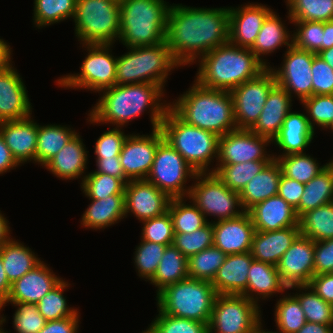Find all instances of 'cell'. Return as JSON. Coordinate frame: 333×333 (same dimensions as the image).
I'll list each match as a JSON object with an SVG mask.
<instances>
[{
    "instance_id": "cell-1",
    "label": "cell",
    "mask_w": 333,
    "mask_h": 333,
    "mask_svg": "<svg viewBox=\"0 0 333 333\" xmlns=\"http://www.w3.org/2000/svg\"><path fill=\"white\" fill-rule=\"evenodd\" d=\"M165 41L181 67L197 63L212 49L229 42V7L197 8L173 3Z\"/></svg>"
},
{
    "instance_id": "cell-2",
    "label": "cell",
    "mask_w": 333,
    "mask_h": 333,
    "mask_svg": "<svg viewBox=\"0 0 333 333\" xmlns=\"http://www.w3.org/2000/svg\"><path fill=\"white\" fill-rule=\"evenodd\" d=\"M165 89L154 83L114 85L100 93V99L88 113L90 124H111L123 128L147 109L152 130L160 128L170 103L164 99ZM162 101V102H161Z\"/></svg>"
},
{
    "instance_id": "cell-3",
    "label": "cell",
    "mask_w": 333,
    "mask_h": 333,
    "mask_svg": "<svg viewBox=\"0 0 333 333\" xmlns=\"http://www.w3.org/2000/svg\"><path fill=\"white\" fill-rule=\"evenodd\" d=\"M198 64L195 80L201 86L227 92L267 69L250 48L238 47L230 42L206 53Z\"/></svg>"
},
{
    "instance_id": "cell-4",
    "label": "cell",
    "mask_w": 333,
    "mask_h": 333,
    "mask_svg": "<svg viewBox=\"0 0 333 333\" xmlns=\"http://www.w3.org/2000/svg\"><path fill=\"white\" fill-rule=\"evenodd\" d=\"M169 103V107L187 124L219 137L237 129L230 92L206 88L194 80L188 91Z\"/></svg>"
},
{
    "instance_id": "cell-5",
    "label": "cell",
    "mask_w": 333,
    "mask_h": 333,
    "mask_svg": "<svg viewBox=\"0 0 333 333\" xmlns=\"http://www.w3.org/2000/svg\"><path fill=\"white\" fill-rule=\"evenodd\" d=\"M166 0H122L120 37L125 47L153 46L165 42L168 13Z\"/></svg>"
},
{
    "instance_id": "cell-6",
    "label": "cell",
    "mask_w": 333,
    "mask_h": 333,
    "mask_svg": "<svg viewBox=\"0 0 333 333\" xmlns=\"http://www.w3.org/2000/svg\"><path fill=\"white\" fill-rule=\"evenodd\" d=\"M160 129L164 140L196 173H211V162L218 158V135L187 124L170 107L165 113Z\"/></svg>"
},
{
    "instance_id": "cell-7",
    "label": "cell",
    "mask_w": 333,
    "mask_h": 333,
    "mask_svg": "<svg viewBox=\"0 0 333 333\" xmlns=\"http://www.w3.org/2000/svg\"><path fill=\"white\" fill-rule=\"evenodd\" d=\"M216 296L211 282L188 277L165 287L156 301L164 314L209 324Z\"/></svg>"
},
{
    "instance_id": "cell-8",
    "label": "cell",
    "mask_w": 333,
    "mask_h": 333,
    "mask_svg": "<svg viewBox=\"0 0 333 333\" xmlns=\"http://www.w3.org/2000/svg\"><path fill=\"white\" fill-rule=\"evenodd\" d=\"M119 19V3L110 0H77L73 18L75 36L80 45H114L120 37Z\"/></svg>"
},
{
    "instance_id": "cell-9",
    "label": "cell",
    "mask_w": 333,
    "mask_h": 333,
    "mask_svg": "<svg viewBox=\"0 0 333 333\" xmlns=\"http://www.w3.org/2000/svg\"><path fill=\"white\" fill-rule=\"evenodd\" d=\"M86 56L79 67L80 73L60 77L55 83L64 89H88L98 92L115 85L117 57L112 52L113 44H82Z\"/></svg>"
},
{
    "instance_id": "cell-10",
    "label": "cell",
    "mask_w": 333,
    "mask_h": 333,
    "mask_svg": "<svg viewBox=\"0 0 333 333\" xmlns=\"http://www.w3.org/2000/svg\"><path fill=\"white\" fill-rule=\"evenodd\" d=\"M192 181L187 198L208 222L235 218L245 212L239 192L229 189L214 173H197ZM207 216H214L215 221H209Z\"/></svg>"
},
{
    "instance_id": "cell-11",
    "label": "cell",
    "mask_w": 333,
    "mask_h": 333,
    "mask_svg": "<svg viewBox=\"0 0 333 333\" xmlns=\"http://www.w3.org/2000/svg\"><path fill=\"white\" fill-rule=\"evenodd\" d=\"M261 319L260 304L244 295L217 294L208 333H249Z\"/></svg>"
},
{
    "instance_id": "cell-12",
    "label": "cell",
    "mask_w": 333,
    "mask_h": 333,
    "mask_svg": "<svg viewBox=\"0 0 333 333\" xmlns=\"http://www.w3.org/2000/svg\"><path fill=\"white\" fill-rule=\"evenodd\" d=\"M197 173L184 158L165 140L157 147L151 170L146 181L155 185L171 198L187 197L191 186L189 179Z\"/></svg>"
},
{
    "instance_id": "cell-13",
    "label": "cell",
    "mask_w": 333,
    "mask_h": 333,
    "mask_svg": "<svg viewBox=\"0 0 333 333\" xmlns=\"http://www.w3.org/2000/svg\"><path fill=\"white\" fill-rule=\"evenodd\" d=\"M275 84L274 73L267 68L256 78L245 81L230 92L237 129L250 130L255 125Z\"/></svg>"
},
{
    "instance_id": "cell-14",
    "label": "cell",
    "mask_w": 333,
    "mask_h": 333,
    "mask_svg": "<svg viewBox=\"0 0 333 333\" xmlns=\"http://www.w3.org/2000/svg\"><path fill=\"white\" fill-rule=\"evenodd\" d=\"M314 53L300 50L293 45L286 49L282 66L270 70L274 73L276 84L286 90L293 98V94L301 102L313 95L312 72Z\"/></svg>"
},
{
    "instance_id": "cell-15",
    "label": "cell",
    "mask_w": 333,
    "mask_h": 333,
    "mask_svg": "<svg viewBox=\"0 0 333 333\" xmlns=\"http://www.w3.org/2000/svg\"><path fill=\"white\" fill-rule=\"evenodd\" d=\"M272 141L248 129H236L219 137L218 163L240 164L250 161H271L273 153L266 151ZM268 152V153H267Z\"/></svg>"
},
{
    "instance_id": "cell-16",
    "label": "cell",
    "mask_w": 333,
    "mask_h": 333,
    "mask_svg": "<svg viewBox=\"0 0 333 333\" xmlns=\"http://www.w3.org/2000/svg\"><path fill=\"white\" fill-rule=\"evenodd\" d=\"M164 140L160 128L148 135L129 134L120 152V162L129 180H145L148 176L158 145Z\"/></svg>"
},
{
    "instance_id": "cell-17",
    "label": "cell",
    "mask_w": 333,
    "mask_h": 333,
    "mask_svg": "<svg viewBox=\"0 0 333 333\" xmlns=\"http://www.w3.org/2000/svg\"><path fill=\"white\" fill-rule=\"evenodd\" d=\"M124 193L125 218L132 213L140 222L163 215L172 199L146 180H130Z\"/></svg>"
},
{
    "instance_id": "cell-18",
    "label": "cell",
    "mask_w": 333,
    "mask_h": 333,
    "mask_svg": "<svg viewBox=\"0 0 333 333\" xmlns=\"http://www.w3.org/2000/svg\"><path fill=\"white\" fill-rule=\"evenodd\" d=\"M31 104L25 83L11 60L0 70V122L31 116Z\"/></svg>"
},
{
    "instance_id": "cell-19",
    "label": "cell",
    "mask_w": 333,
    "mask_h": 333,
    "mask_svg": "<svg viewBox=\"0 0 333 333\" xmlns=\"http://www.w3.org/2000/svg\"><path fill=\"white\" fill-rule=\"evenodd\" d=\"M287 287L308 284L314 276V241L299 235L277 264Z\"/></svg>"
},
{
    "instance_id": "cell-20",
    "label": "cell",
    "mask_w": 333,
    "mask_h": 333,
    "mask_svg": "<svg viewBox=\"0 0 333 333\" xmlns=\"http://www.w3.org/2000/svg\"><path fill=\"white\" fill-rule=\"evenodd\" d=\"M267 6L248 2L238 8L229 7V42L238 47L251 48L264 20L273 11Z\"/></svg>"
},
{
    "instance_id": "cell-21",
    "label": "cell",
    "mask_w": 333,
    "mask_h": 333,
    "mask_svg": "<svg viewBox=\"0 0 333 333\" xmlns=\"http://www.w3.org/2000/svg\"><path fill=\"white\" fill-rule=\"evenodd\" d=\"M50 266L41 261L32 270L11 284L6 304L0 307V312L7 303L37 304L63 278L57 276Z\"/></svg>"
},
{
    "instance_id": "cell-22",
    "label": "cell",
    "mask_w": 333,
    "mask_h": 333,
    "mask_svg": "<svg viewBox=\"0 0 333 333\" xmlns=\"http://www.w3.org/2000/svg\"><path fill=\"white\" fill-rule=\"evenodd\" d=\"M255 231L248 212L235 218L213 222L214 246L226 255L249 252Z\"/></svg>"
},
{
    "instance_id": "cell-23",
    "label": "cell",
    "mask_w": 333,
    "mask_h": 333,
    "mask_svg": "<svg viewBox=\"0 0 333 333\" xmlns=\"http://www.w3.org/2000/svg\"><path fill=\"white\" fill-rule=\"evenodd\" d=\"M31 117L0 122V133L20 166L31 161L36 163L38 123Z\"/></svg>"
},
{
    "instance_id": "cell-24",
    "label": "cell",
    "mask_w": 333,
    "mask_h": 333,
    "mask_svg": "<svg viewBox=\"0 0 333 333\" xmlns=\"http://www.w3.org/2000/svg\"><path fill=\"white\" fill-rule=\"evenodd\" d=\"M139 83H154L163 89L172 70L180 67L166 41L153 46H138Z\"/></svg>"
},
{
    "instance_id": "cell-25",
    "label": "cell",
    "mask_w": 333,
    "mask_h": 333,
    "mask_svg": "<svg viewBox=\"0 0 333 333\" xmlns=\"http://www.w3.org/2000/svg\"><path fill=\"white\" fill-rule=\"evenodd\" d=\"M79 132L43 167L62 180L81 179L83 183L88 165V153ZM84 174V175H83ZM82 176V177H81Z\"/></svg>"
},
{
    "instance_id": "cell-26",
    "label": "cell",
    "mask_w": 333,
    "mask_h": 333,
    "mask_svg": "<svg viewBox=\"0 0 333 333\" xmlns=\"http://www.w3.org/2000/svg\"><path fill=\"white\" fill-rule=\"evenodd\" d=\"M248 213L256 231H275L299 226L295 208L279 195L256 204Z\"/></svg>"
},
{
    "instance_id": "cell-27",
    "label": "cell",
    "mask_w": 333,
    "mask_h": 333,
    "mask_svg": "<svg viewBox=\"0 0 333 333\" xmlns=\"http://www.w3.org/2000/svg\"><path fill=\"white\" fill-rule=\"evenodd\" d=\"M253 260L251 251L227 255L211 282L216 293L247 297L248 272Z\"/></svg>"
},
{
    "instance_id": "cell-28",
    "label": "cell",
    "mask_w": 333,
    "mask_h": 333,
    "mask_svg": "<svg viewBox=\"0 0 333 333\" xmlns=\"http://www.w3.org/2000/svg\"><path fill=\"white\" fill-rule=\"evenodd\" d=\"M292 101L286 90L275 84L269 92L258 121L250 130L273 141L279 134L285 117L293 109Z\"/></svg>"
},
{
    "instance_id": "cell-29",
    "label": "cell",
    "mask_w": 333,
    "mask_h": 333,
    "mask_svg": "<svg viewBox=\"0 0 333 333\" xmlns=\"http://www.w3.org/2000/svg\"><path fill=\"white\" fill-rule=\"evenodd\" d=\"M315 131L309 124L305 113L291 111L284 119L279 134L274 138L272 144L283 152L273 154V158L288 154L306 153L305 150L312 143Z\"/></svg>"
},
{
    "instance_id": "cell-30",
    "label": "cell",
    "mask_w": 333,
    "mask_h": 333,
    "mask_svg": "<svg viewBox=\"0 0 333 333\" xmlns=\"http://www.w3.org/2000/svg\"><path fill=\"white\" fill-rule=\"evenodd\" d=\"M300 235L299 226L275 231H255L251 254L254 260L277 266L286 250Z\"/></svg>"
},
{
    "instance_id": "cell-31",
    "label": "cell",
    "mask_w": 333,
    "mask_h": 333,
    "mask_svg": "<svg viewBox=\"0 0 333 333\" xmlns=\"http://www.w3.org/2000/svg\"><path fill=\"white\" fill-rule=\"evenodd\" d=\"M282 175L281 167L276 159L271 160L239 192L242 208L248 212L256 204L278 195L279 180Z\"/></svg>"
},
{
    "instance_id": "cell-32",
    "label": "cell",
    "mask_w": 333,
    "mask_h": 333,
    "mask_svg": "<svg viewBox=\"0 0 333 333\" xmlns=\"http://www.w3.org/2000/svg\"><path fill=\"white\" fill-rule=\"evenodd\" d=\"M288 290L282 281L277 266L253 260L248 272L247 298L256 304L261 300L269 299L276 293ZM260 296V297H259Z\"/></svg>"
},
{
    "instance_id": "cell-33",
    "label": "cell",
    "mask_w": 333,
    "mask_h": 333,
    "mask_svg": "<svg viewBox=\"0 0 333 333\" xmlns=\"http://www.w3.org/2000/svg\"><path fill=\"white\" fill-rule=\"evenodd\" d=\"M286 27L288 26L282 22L279 15L273 10L264 20L256 41L250 48L267 68L270 67V63L263 58L264 56H270V54L284 45V47L287 46L286 48L292 45V34L289 33L291 31Z\"/></svg>"
},
{
    "instance_id": "cell-34",
    "label": "cell",
    "mask_w": 333,
    "mask_h": 333,
    "mask_svg": "<svg viewBox=\"0 0 333 333\" xmlns=\"http://www.w3.org/2000/svg\"><path fill=\"white\" fill-rule=\"evenodd\" d=\"M90 205L82 215L81 227L100 230L121 222L125 217V195H110L107 198L89 199Z\"/></svg>"
},
{
    "instance_id": "cell-35",
    "label": "cell",
    "mask_w": 333,
    "mask_h": 333,
    "mask_svg": "<svg viewBox=\"0 0 333 333\" xmlns=\"http://www.w3.org/2000/svg\"><path fill=\"white\" fill-rule=\"evenodd\" d=\"M0 255L6 276L11 284L41 262L31 248L14 238L0 247Z\"/></svg>"
},
{
    "instance_id": "cell-36",
    "label": "cell",
    "mask_w": 333,
    "mask_h": 333,
    "mask_svg": "<svg viewBox=\"0 0 333 333\" xmlns=\"http://www.w3.org/2000/svg\"><path fill=\"white\" fill-rule=\"evenodd\" d=\"M333 202V165L327 167L305 184V188L295 208L298 218L319 206Z\"/></svg>"
},
{
    "instance_id": "cell-37",
    "label": "cell",
    "mask_w": 333,
    "mask_h": 333,
    "mask_svg": "<svg viewBox=\"0 0 333 333\" xmlns=\"http://www.w3.org/2000/svg\"><path fill=\"white\" fill-rule=\"evenodd\" d=\"M188 258L173 244L166 246L158 269L149 281L157 288L156 295L165 287L188 278Z\"/></svg>"
},
{
    "instance_id": "cell-38",
    "label": "cell",
    "mask_w": 333,
    "mask_h": 333,
    "mask_svg": "<svg viewBox=\"0 0 333 333\" xmlns=\"http://www.w3.org/2000/svg\"><path fill=\"white\" fill-rule=\"evenodd\" d=\"M65 125H39L36 147V163L42 167L49 162L77 133Z\"/></svg>"
},
{
    "instance_id": "cell-39",
    "label": "cell",
    "mask_w": 333,
    "mask_h": 333,
    "mask_svg": "<svg viewBox=\"0 0 333 333\" xmlns=\"http://www.w3.org/2000/svg\"><path fill=\"white\" fill-rule=\"evenodd\" d=\"M300 235L312 241L333 238V202L304 213L299 218Z\"/></svg>"
},
{
    "instance_id": "cell-40",
    "label": "cell",
    "mask_w": 333,
    "mask_h": 333,
    "mask_svg": "<svg viewBox=\"0 0 333 333\" xmlns=\"http://www.w3.org/2000/svg\"><path fill=\"white\" fill-rule=\"evenodd\" d=\"M270 161H250L240 164H216L211 169L229 189L240 192Z\"/></svg>"
},
{
    "instance_id": "cell-41",
    "label": "cell",
    "mask_w": 333,
    "mask_h": 333,
    "mask_svg": "<svg viewBox=\"0 0 333 333\" xmlns=\"http://www.w3.org/2000/svg\"><path fill=\"white\" fill-rule=\"evenodd\" d=\"M290 289L296 291L299 289V293L293 294L301 304L306 322L333 325L332 304L322 299L308 284L290 286L288 290Z\"/></svg>"
},
{
    "instance_id": "cell-42",
    "label": "cell",
    "mask_w": 333,
    "mask_h": 333,
    "mask_svg": "<svg viewBox=\"0 0 333 333\" xmlns=\"http://www.w3.org/2000/svg\"><path fill=\"white\" fill-rule=\"evenodd\" d=\"M77 0H34L33 24L38 29L74 18Z\"/></svg>"
},
{
    "instance_id": "cell-43",
    "label": "cell",
    "mask_w": 333,
    "mask_h": 333,
    "mask_svg": "<svg viewBox=\"0 0 333 333\" xmlns=\"http://www.w3.org/2000/svg\"><path fill=\"white\" fill-rule=\"evenodd\" d=\"M276 160L284 176L304 184L310 182L329 164L328 162L320 166L316 158L306 153L279 156Z\"/></svg>"
},
{
    "instance_id": "cell-44",
    "label": "cell",
    "mask_w": 333,
    "mask_h": 333,
    "mask_svg": "<svg viewBox=\"0 0 333 333\" xmlns=\"http://www.w3.org/2000/svg\"><path fill=\"white\" fill-rule=\"evenodd\" d=\"M187 200V197H180L170 201L168 211L174 233H192L208 223L204 214L191 201L186 204Z\"/></svg>"
},
{
    "instance_id": "cell-45",
    "label": "cell",
    "mask_w": 333,
    "mask_h": 333,
    "mask_svg": "<svg viewBox=\"0 0 333 333\" xmlns=\"http://www.w3.org/2000/svg\"><path fill=\"white\" fill-rule=\"evenodd\" d=\"M288 20L318 21L333 20V0H286Z\"/></svg>"
},
{
    "instance_id": "cell-46",
    "label": "cell",
    "mask_w": 333,
    "mask_h": 333,
    "mask_svg": "<svg viewBox=\"0 0 333 333\" xmlns=\"http://www.w3.org/2000/svg\"><path fill=\"white\" fill-rule=\"evenodd\" d=\"M287 294H282L275 304L276 329L278 333H297L306 323L304 311L298 299Z\"/></svg>"
},
{
    "instance_id": "cell-47",
    "label": "cell",
    "mask_w": 333,
    "mask_h": 333,
    "mask_svg": "<svg viewBox=\"0 0 333 333\" xmlns=\"http://www.w3.org/2000/svg\"><path fill=\"white\" fill-rule=\"evenodd\" d=\"M226 254L214 245L188 257V277L212 282Z\"/></svg>"
},
{
    "instance_id": "cell-48",
    "label": "cell",
    "mask_w": 333,
    "mask_h": 333,
    "mask_svg": "<svg viewBox=\"0 0 333 333\" xmlns=\"http://www.w3.org/2000/svg\"><path fill=\"white\" fill-rule=\"evenodd\" d=\"M70 285L68 281L62 279L39 300L37 303L38 310L46 321L60 320L72 317L73 315H80L77 308L69 307L66 300L67 298L63 294Z\"/></svg>"
},
{
    "instance_id": "cell-49",
    "label": "cell",
    "mask_w": 333,
    "mask_h": 333,
    "mask_svg": "<svg viewBox=\"0 0 333 333\" xmlns=\"http://www.w3.org/2000/svg\"><path fill=\"white\" fill-rule=\"evenodd\" d=\"M80 186L88 199L100 200L110 195H125L126 184L116 177L92 171L86 174Z\"/></svg>"
},
{
    "instance_id": "cell-50",
    "label": "cell",
    "mask_w": 333,
    "mask_h": 333,
    "mask_svg": "<svg viewBox=\"0 0 333 333\" xmlns=\"http://www.w3.org/2000/svg\"><path fill=\"white\" fill-rule=\"evenodd\" d=\"M166 246L146 240L136 246L133 260L140 278L149 282L154 277Z\"/></svg>"
},
{
    "instance_id": "cell-51",
    "label": "cell",
    "mask_w": 333,
    "mask_h": 333,
    "mask_svg": "<svg viewBox=\"0 0 333 333\" xmlns=\"http://www.w3.org/2000/svg\"><path fill=\"white\" fill-rule=\"evenodd\" d=\"M296 30L292 31V45L300 50L318 54L322 51L323 22L292 21Z\"/></svg>"
},
{
    "instance_id": "cell-52",
    "label": "cell",
    "mask_w": 333,
    "mask_h": 333,
    "mask_svg": "<svg viewBox=\"0 0 333 333\" xmlns=\"http://www.w3.org/2000/svg\"><path fill=\"white\" fill-rule=\"evenodd\" d=\"M172 244L187 258L213 246V222H208L192 233H175Z\"/></svg>"
},
{
    "instance_id": "cell-53",
    "label": "cell",
    "mask_w": 333,
    "mask_h": 333,
    "mask_svg": "<svg viewBox=\"0 0 333 333\" xmlns=\"http://www.w3.org/2000/svg\"><path fill=\"white\" fill-rule=\"evenodd\" d=\"M301 104L314 131L315 125L327 130L333 123V95H312L301 101Z\"/></svg>"
},
{
    "instance_id": "cell-54",
    "label": "cell",
    "mask_w": 333,
    "mask_h": 333,
    "mask_svg": "<svg viewBox=\"0 0 333 333\" xmlns=\"http://www.w3.org/2000/svg\"><path fill=\"white\" fill-rule=\"evenodd\" d=\"M158 315L148 328L153 333H208V324L186 318H177L162 313L158 308Z\"/></svg>"
},
{
    "instance_id": "cell-55",
    "label": "cell",
    "mask_w": 333,
    "mask_h": 333,
    "mask_svg": "<svg viewBox=\"0 0 333 333\" xmlns=\"http://www.w3.org/2000/svg\"><path fill=\"white\" fill-rule=\"evenodd\" d=\"M142 233L140 240L151 241L162 245H171L174 239V229L169 211L163 215L141 222Z\"/></svg>"
},
{
    "instance_id": "cell-56",
    "label": "cell",
    "mask_w": 333,
    "mask_h": 333,
    "mask_svg": "<svg viewBox=\"0 0 333 333\" xmlns=\"http://www.w3.org/2000/svg\"><path fill=\"white\" fill-rule=\"evenodd\" d=\"M17 309L13 315V328L17 333H38L46 323L37 304L11 303Z\"/></svg>"
},
{
    "instance_id": "cell-57",
    "label": "cell",
    "mask_w": 333,
    "mask_h": 333,
    "mask_svg": "<svg viewBox=\"0 0 333 333\" xmlns=\"http://www.w3.org/2000/svg\"><path fill=\"white\" fill-rule=\"evenodd\" d=\"M127 137L128 134L125 135L122 128L114 127L104 131L94 145L96 158H117Z\"/></svg>"
},
{
    "instance_id": "cell-58",
    "label": "cell",
    "mask_w": 333,
    "mask_h": 333,
    "mask_svg": "<svg viewBox=\"0 0 333 333\" xmlns=\"http://www.w3.org/2000/svg\"><path fill=\"white\" fill-rule=\"evenodd\" d=\"M129 51L117 57L115 85L138 84V46L126 47Z\"/></svg>"
},
{
    "instance_id": "cell-59",
    "label": "cell",
    "mask_w": 333,
    "mask_h": 333,
    "mask_svg": "<svg viewBox=\"0 0 333 333\" xmlns=\"http://www.w3.org/2000/svg\"><path fill=\"white\" fill-rule=\"evenodd\" d=\"M313 95H333V69L317 54L311 66Z\"/></svg>"
},
{
    "instance_id": "cell-60",
    "label": "cell",
    "mask_w": 333,
    "mask_h": 333,
    "mask_svg": "<svg viewBox=\"0 0 333 333\" xmlns=\"http://www.w3.org/2000/svg\"><path fill=\"white\" fill-rule=\"evenodd\" d=\"M333 273V238L314 242V275Z\"/></svg>"
},
{
    "instance_id": "cell-61",
    "label": "cell",
    "mask_w": 333,
    "mask_h": 333,
    "mask_svg": "<svg viewBox=\"0 0 333 333\" xmlns=\"http://www.w3.org/2000/svg\"><path fill=\"white\" fill-rule=\"evenodd\" d=\"M304 188V183L290 179L282 174L279 180L278 195L296 208L299 205Z\"/></svg>"
},
{
    "instance_id": "cell-62",
    "label": "cell",
    "mask_w": 333,
    "mask_h": 333,
    "mask_svg": "<svg viewBox=\"0 0 333 333\" xmlns=\"http://www.w3.org/2000/svg\"><path fill=\"white\" fill-rule=\"evenodd\" d=\"M308 285L322 299L333 305V273L314 275Z\"/></svg>"
},
{
    "instance_id": "cell-63",
    "label": "cell",
    "mask_w": 333,
    "mask_h": 333,
    "mask_svg": "<svg viewBox=\"0 0 333 333\" xmlns=\"http://www.w3.org/2000/svg\"><path fill=\"white\" fill-rule=\"evenodd\" d=\"M80 315L60 320L46 321L45 326L38 333H78Z\"/></svg>"
},
{
    "instance_id": "cell-64",
    "label": "cell",
    "mask_w": 333,
    "mask_h": 333,
    "mask_svg": "<svg viewBox=\"0 0 333 333\" xmlns=\"http://www.w3.org/2000/svg\"><path fill=\"white\" fill-rule=\"evenodd\" d=\"M95 161L97 169L93 170L94 172L116 177L125 184L130 181L124 174L119 156L117 158H95Z\"/></svg>"
},
{
    "instance_id": "cell-65",
    "label": "cell",
    "mask_w": 333,
    "mask_h": 333,
    "mask_svg": "<svg viewBox=\"0 0 333 333\" xmlns=\"http://www.w3.org/2000/svg\"><path fill=\"white\" fill-rule=\"evenodd\" d=\"M20 166L15 158L12 156L11 151L7 147L3 136L0 133V174L14 170Z\"/></svg>"
},
{
    "instance_id": "cell-66",
    "label": "cell",
    "mask_w": 333,
    "mask_h": 333,
    "mask_svg": "<svg viewBox=\"0 0 333 333\" xmlns=\"http://www.w3.org/2000/svg\"><path fill=\"white\" fill-rule=\"evenodd\" d=\"M10 289H11V283L9 282L6 276L2 262V257L0 255V307L3 304H6V301L10 293Z\"/></svg>"
},
{
    "instance_id": "cell-67",
    "label": "cell",
    "mask_w": 333,
    "mask_h": 333,
    "mask_svg": "<svg viewBox=\"0 0 333 333\" xmlns=\"http://www.w3.org/2000/svg\"><path fill=\"white\" fill-rule=\"evenodd\" d=\"M297 333H333V325L306 322Z\"/></svg>"
},
{
    "instance_id": "cell-68",
    "label": "cell",
    "mask_w": 333,
    "mask_h": 333,
    "mask_svg": "<svg viewBox=\"0 0 333 333\" xmlns=\"http://www.w3.org/2000/svg\"><path fill=\"white\" fill-rule=\"evenodd\" d=\"M333 47V20L323 22L322 50Z\"/></svg>"
},
{
    "instance_id": "cell-69",
    "label": "cell",
    "mask_w": 333,
    "mask_h": 333,
    "mask_svg": "<svg viewBox=\"0 0 333 333\" xmlns=\"http://www.w3.org/2000/svg\"><path fill=\"white\" fill-rule=\"evenodd\" d=\"M11 46L0 37V70L12 60Z\"/></svg>"
},
{
    "instance_id": "cell-70",
    "label": "cell",
    "mask_w": 333,
    "mask_h": 333,
    "mask_svg": "<svg viewBox=\"0 0 333 333\" xmlns=\"http://www.w3.org/2000/svg\"><path fill=\"white\" fill-rule=\"evenodd\" d=\"M0 210V247L11 239L9 221Z\"/></svg>"
},
{
    "instance_id": "cell-71",
    "label": "cell",
    "mask_w": 333,
    "mask_h": 333,
    "mask_svg": "<svg viewBox=\"0 0 333 333\" xmlns=\"http://www.w3.org/2000/svg\"><path fill=\"white\" fill-rule=\"evenodd\" d=\"M317 55L333 69V47L322 50Z\"/></svg>"
},
{
    "instance_id": "cell-72",
    "label": "cell",
    "mask_w": 333,
    "mask_h": 333,
    "mask_svg": "<svg viewBox=\"0 0 333 333\" xmlns=\"http://www.w3.org/2000/svg\"><path fill=\"white\" fill-rule=\"evenodd\" d=\"M262 321L253 329L251 330L249 333H278L277 331L273 332V331H266L265 329H263L262 326Z\"/></svg>"
},
{
    "instance_id": "cell-73",
    "label": "cell",
    "mask_w": 333,
    "mask_h": 333,
    "mask_svg": "<svg viewBox=\"0 0 333 333\" xmlns=\"http://www.w3.org/2000/svg\"><path fill=\"white\" fill-rule=\"evenodd\" d=\"M6 316H4V314L3 315H1V313H0V333H9L8 331H6V330H4L2 327H3V323L5 324V322H6Z\"/></svg>"
},
{
    "instance_id": "cell-74",
    "label": "cell",
    "mask_w": 333,
    "mask_h": 333,
    "mask_svg": "<svg viewBox=\"0 0 333 333\" xmlns=\"http://www.w3.org/2000/svg\"><path fill=\"white\" fill-rule=\"evenodd\" d=\"M141 333H153L148 327H147V329L146 330H142V332Z\"/></svg>"
},
{
    "instance_id": "cell-75",
    "label": "cell",
    "mask_w": 333,
    "mask_h": 333,
    "mask_svg": "<svg viewBox=\"0 0 333 333\" xmlns=\"http://www.w3.org/2000/svg\"><path fill=\"white\" fill-rule=\"evenodd\" d=\"M110 1H113V2L119 3V4L122 2V0H110Z\"/></svg>"
},
{
    "instance_id": "cell-76",
    "label": "cell",
    "mask_w": 333,
    "mask_h": 333,
    "mask_svg": "<svg viewBox=\"0 0 333 333\" xmlns=\"http://www.w3.org/2000/svg\"><path fill=\"white\" fill-rule=\"evenodd\" d=\"M328 129L331 130L333 133V123L331 124V126Z\"/></svg>"
},
{
    "instance_id": "cell-77",
    "label": "cell",
    "mask_w": 333,
    "mask_h": 333,
    "mask_svg": "<svg viewBox=\"0 0 333 333\" xmlns=\"http://www.w3.org/2000/svg\"><path fill=\"white\" fill-rule=\"evenodd\" d=\"M331 165H333V158L330 160V162H329Z\"/></svg>"
}]
</instances>
